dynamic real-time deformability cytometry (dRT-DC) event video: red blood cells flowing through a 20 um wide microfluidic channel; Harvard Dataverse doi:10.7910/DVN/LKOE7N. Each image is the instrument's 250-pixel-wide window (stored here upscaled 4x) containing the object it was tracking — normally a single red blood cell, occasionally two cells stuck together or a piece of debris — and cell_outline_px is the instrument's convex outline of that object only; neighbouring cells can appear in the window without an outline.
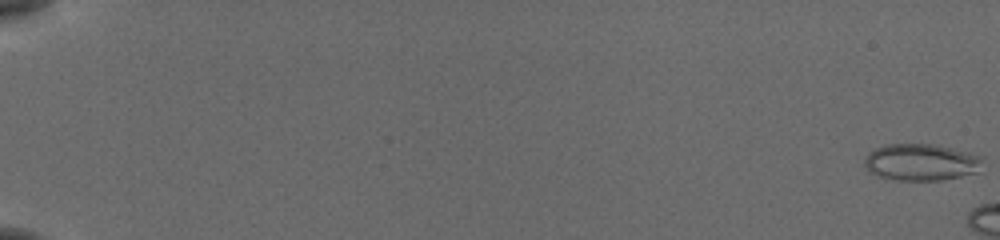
{"species": "common noctule bat (a hibernating species)", "species_latin": "Nyctalus noctula", "temperature_condition": "cold", "stored_images_in_passage": 6, "camera_frame_rate_fps": 3000, "um_per_image_px": 0.085, "animal": {"sex": "female", "body_mass_g": 19.5, "forearm_length_mm": 54.1}, "frame": {"image": 1, "passage_image": 1, "time_ms": 0.0, "image_size_px": [1000, 240], "cell_outline_px": [[980, 160], [976, 172], [960, 176], [940, 180], [900, 180], [880, 176], [868, 172], [864, 164], [864, 160], [868, 152], [884, 144], [928, 144], [952, 148], [968, 152], [976, 156]], "centroid_in_image_um": [78.19, 13.78], "position_along_channel_um": 6.8, "area_um2": 24.8}}